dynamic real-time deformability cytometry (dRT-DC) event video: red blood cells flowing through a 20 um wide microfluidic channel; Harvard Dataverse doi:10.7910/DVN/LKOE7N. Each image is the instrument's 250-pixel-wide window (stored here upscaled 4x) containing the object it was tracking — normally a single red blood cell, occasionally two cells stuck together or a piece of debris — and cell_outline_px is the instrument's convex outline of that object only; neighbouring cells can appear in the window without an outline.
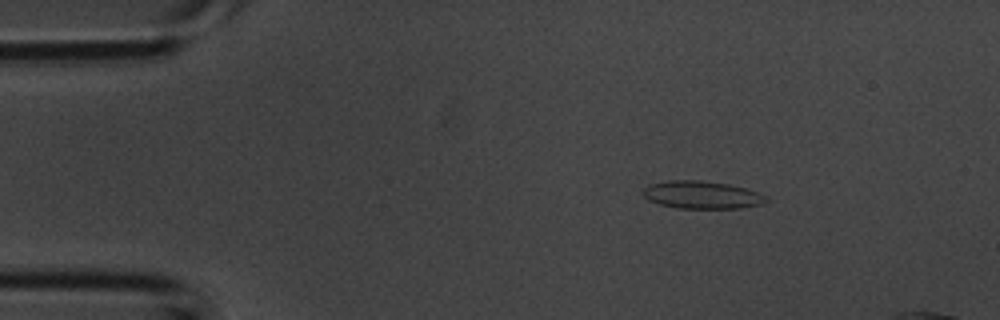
{"species": "common noctule bat (a hibernating species)", "species_latin": "Nyctalus noctula", "temperature_condition": "room temperature", "stored_images_in_passage": 2, "camera_frame_rate_fps": 3000, "um_per_image_px": 0.085, "animal": {"sex": "male", "body_mass_g": 20.1, "forearm_length_mm": 53.5}, "frame": {"image": 1, "passage_image": 1, "time_ms": 0.0, "image_size_px": [1000, 320], "cell_outline_px": [[768, 200], [764, 204], [740, 208], [680, 208], [660, 204], [648, 200], [644, 196], [644, 188], [648, 184], [668, 180], [700, 180], [728, 184], [744, 188], [768, 196]], "centroid_in_image_um": [59.67, 16.56], "position_along_channel_um": 25.3, "area_um2": 19.83}}